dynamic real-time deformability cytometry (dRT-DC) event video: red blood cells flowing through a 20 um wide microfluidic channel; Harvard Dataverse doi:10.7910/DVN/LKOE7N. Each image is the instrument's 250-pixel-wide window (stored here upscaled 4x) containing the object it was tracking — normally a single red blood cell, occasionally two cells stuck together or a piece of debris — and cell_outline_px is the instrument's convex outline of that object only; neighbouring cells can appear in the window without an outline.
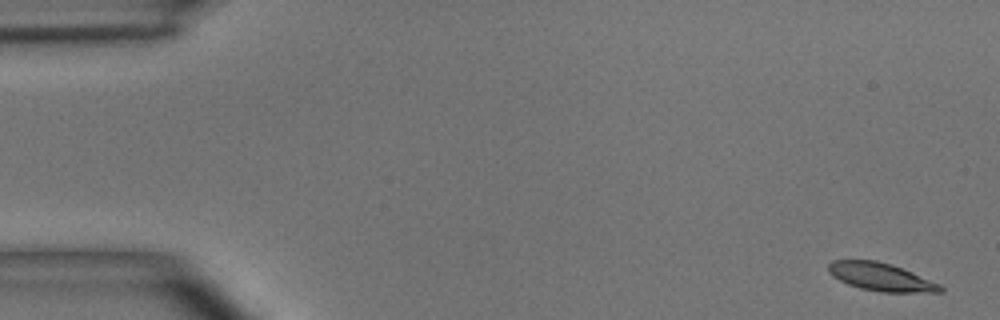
{"species": "common noctule bat (a hibernating species)", "species_latin": "Nyctalus noctula", "temperature_condition": "room temperature", "stored_images_in_passage": 5, "camera_frame_rate_fps": 3000, "um_per_image_px": 0.085, "animal": {"sex": "male", "body_mass_g": 15.6}, "frame": {"image": 1, "passage_image": 1, "time_ms": 0.0, "image_size_px": [1000, 320], "cell_outline_px": [[944, 292], [880, 292], [860, 288], [848, 284], [832, 276], [828, 272], [828, 264], [832, 260], [876, 260], [892, 264], [912, 272], [940, 284], [944, 288]], "centroid_in_image_um": [74.87, 23.53], "position_along_channel_um": 10.1, "area_um2": 18.26}}
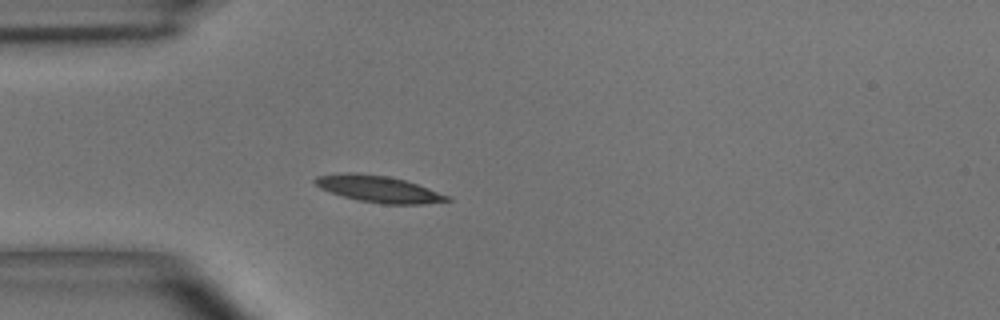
{"frame": {"image": 2, "passage_image": 5, "time_ms": 4.333, "image_size_px": [1000, 320], "cell_outline_px": [[452, 200], [424, 204], [384, 204], [356, 200], [320, 188], [312, 180], [316, 176], [344, 172], [356, 172], [388, 176], [404, 180], [452, 196]], "centroid_in_image_um": [32.19, 16.06], "position_along_channel_um": 52.8, "area_um2": 20.52}}